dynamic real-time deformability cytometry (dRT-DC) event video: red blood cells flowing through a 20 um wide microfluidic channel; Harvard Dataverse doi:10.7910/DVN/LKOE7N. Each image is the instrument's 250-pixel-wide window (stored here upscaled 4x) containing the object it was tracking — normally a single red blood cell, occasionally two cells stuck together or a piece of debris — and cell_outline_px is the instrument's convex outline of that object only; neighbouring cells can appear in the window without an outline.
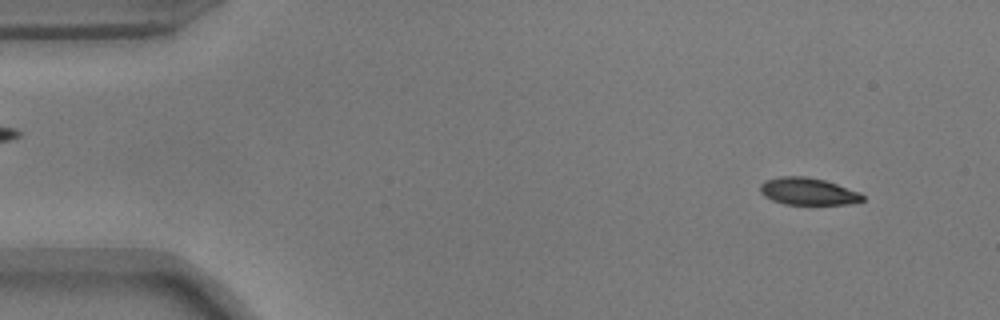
{"species": "common noctule bat (a hibernating species)", "species_latin": "Nyctalus noctula", "temperature_condition": "warm", "stored_images_in_passage": 7, "camera_frame_rate_fps": 3000, "um_per_image_px": 0.085, "animal": {"sex": "male", "body_mass_g": 17.9}, "frame": {"image": 1, "passage_image": 4, "time_ms": 1.0, "image_size_px": [1000, 320], "cell_outline_px": [[864, 200], [848, 204], [784, 204], [772, 200], [764, 196], [760, 192], [760, 184], [764, 180], [780, 176], [804, 176], [824, 180], [860, 192], [864, 196]], "centroid_in_image_um": [68.65, 16.26], "position_along_channel_um": 16.4, "area_um2": 16.18}}